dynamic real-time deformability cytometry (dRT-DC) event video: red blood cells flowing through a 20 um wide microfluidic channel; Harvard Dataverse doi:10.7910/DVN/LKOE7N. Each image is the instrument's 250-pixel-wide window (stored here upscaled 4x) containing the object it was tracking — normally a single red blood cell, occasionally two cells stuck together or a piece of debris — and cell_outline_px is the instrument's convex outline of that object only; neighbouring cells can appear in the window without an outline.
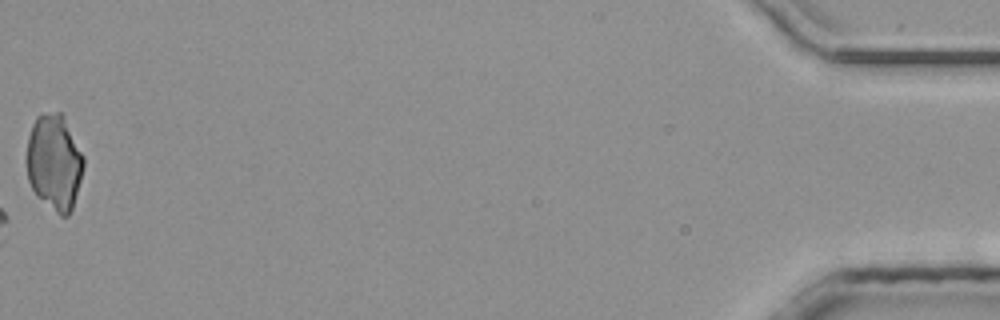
{"species": "common noctule bat (a hibernating species)", "species_latin": "Nyctalus noctula", "temperature_condition": "room temperature", "stored_images_in_passage": 46, "camera_frame_rate_fps": 3000, "um_per_image_px": 0.085, "animal": {"sex": "male", "body_mass_g": 20.4}, "frame": {"image": 1, "passage_image": 46, "time_ms": 15.0, "image_size_px": [1000, 320], "cell_outline_px": [[84, 168], [72, 208], [68, 216], [60, 216], [36, 196], [28, 180], [24, 160], [28, 136], [32, 124], [36, 116], [56, 112], [60, 112], [64, 116], [84, 156]], "centroid_in_image_um": [4.58, 13.79], "position_along_channel_um": 430.6, "area_um2": 32.25}}